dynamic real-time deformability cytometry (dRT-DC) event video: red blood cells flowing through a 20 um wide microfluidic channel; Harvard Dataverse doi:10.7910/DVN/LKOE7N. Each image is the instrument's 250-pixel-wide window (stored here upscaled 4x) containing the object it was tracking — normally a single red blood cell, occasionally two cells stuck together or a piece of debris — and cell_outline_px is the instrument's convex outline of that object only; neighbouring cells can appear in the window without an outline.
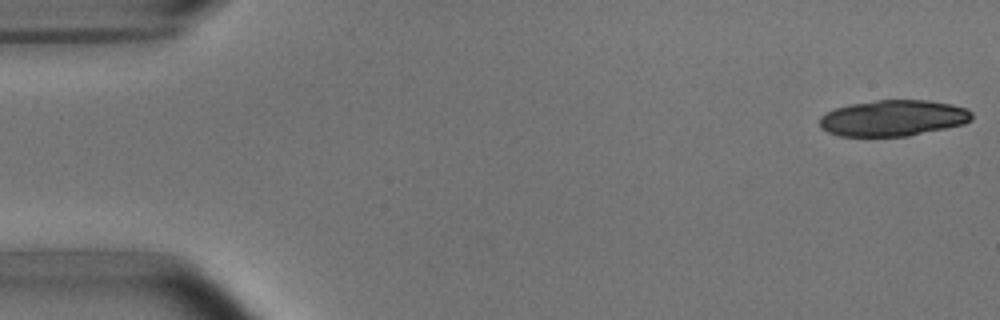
{"species": "common noctule bat (a hibernating species)", "species_latin": "Nyctalus noctula", "temperature_condition": "room temperature", "stored_images_in_passage": 6, "camera_frame_rate_fps": 3000, "um_per_image_px": 0.085, "animal": {"sex": "male", "body_mass_g": 15.6}, "frame": {"image": 1, "passage_image": 1, "time_ms": 0.0, "image_size_px": [1000, 320], "cell_outline_px": [[972, 120], [964, 124], [908, 136], [840, 136], [828, 132], [820, 128], [820, 116], [836, 108], [848, 104], [876, 100], [928, 100], [952, 104], [968, 108], [972, 112]], "centroid_in_image_um": [75.93, 10.03], "position_along_channel_um": 9.1, "area_um2": 32.14}}